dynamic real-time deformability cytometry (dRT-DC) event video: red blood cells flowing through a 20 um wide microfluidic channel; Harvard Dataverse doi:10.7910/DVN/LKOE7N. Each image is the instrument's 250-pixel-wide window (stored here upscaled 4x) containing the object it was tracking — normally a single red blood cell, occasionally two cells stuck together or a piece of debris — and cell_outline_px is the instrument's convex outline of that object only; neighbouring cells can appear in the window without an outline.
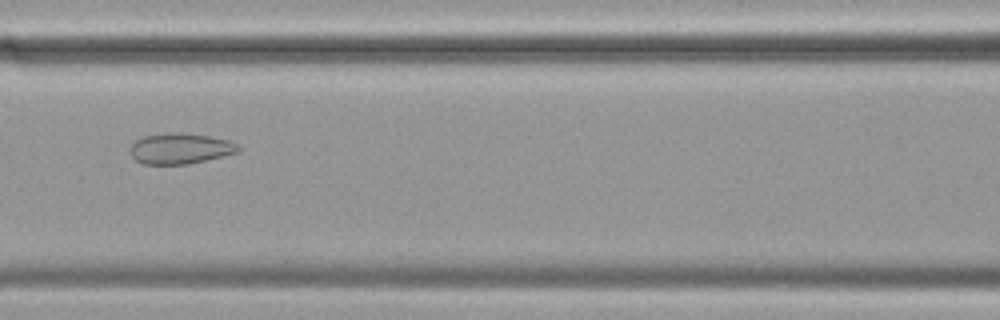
{"species": "common noctule bat (a hibernating species)", "species_latin": "Nyctalus noctula", "temperature_condition": "cold", "stored_images_in_passage": 43, "camera_frame_rate_fps": 3000, "um_per_image_px": 0.085, "animal": {"sex": "female", "body_mass_g": 19.9}, "frame": {"image": 1, "passage_image": 10, "time_ms": 3.0, "image_size_px": [1000, 320], "cell_outline_px": [[240, 152], [188, 164], [144, 164], [136, 160], [132, 156], [132, 144], [136, 140], [144, 136], [208, 136], [228, 140], [236, 144], [240, 148]], "centroid_in_image_um": [15.36, 12.69], "position_along_channel_um": 151.2, "area_um2": 18.09}}
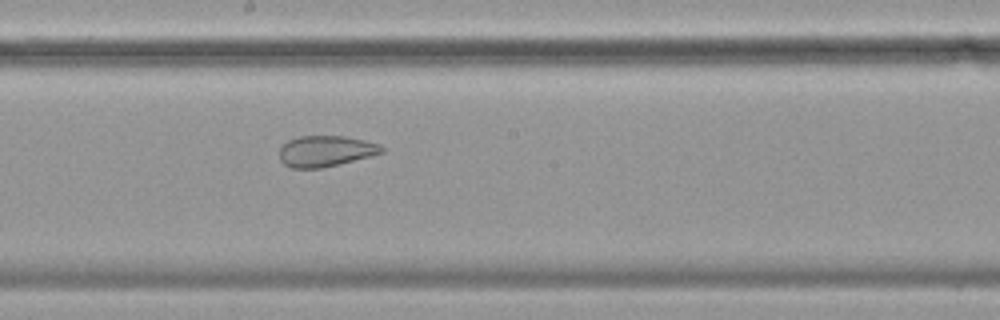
{"frame": {"image": 2, "passage_image": 16, "time_ms": 5.0, "image_size_px": [1000, 320], "cell_outline_px": [[384, 152], [372, 156], [320, 168], [292, 168], [284, 164], [280, 160], [280, 148], [288, 140], [300, 136], [344, 136], [364, 140], [380, 144], [384, 148]], "centroid_in_image_um": [27.69, 12.84], "position_along_channel_um": 220.5, "area_um2": 18.38}}
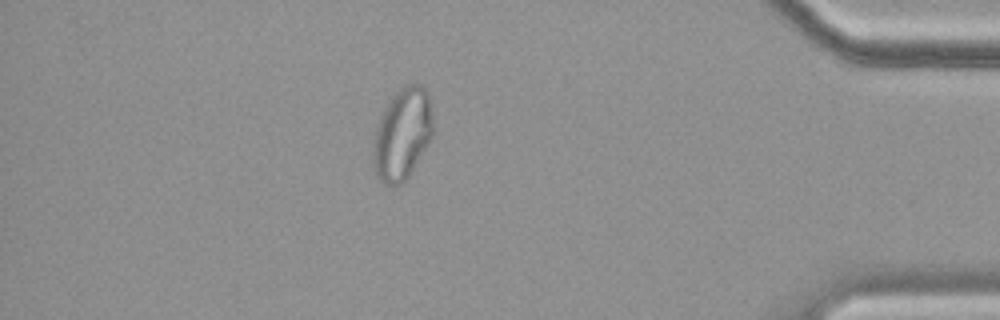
{"frame": {"image": 3, "passage_image": 35, "time_ms": 11.333, "image_size_px": [1000, 320], "cell_outline_px": [[432, 136], [428, 144], [408, 176], [400, 184], [388, 184], [380, 180], [376, 176], [372, 164], [372, 144], [376, 128], [380, 116], [384, 108], [392, 96], [400, 88], [408, 84], [420, 84], [428, 92], [432, 116]], "centroid_in_image_um": [34.17, 11.38], "position_along_channel_um": 401.0, "area_um2": 31.85}}